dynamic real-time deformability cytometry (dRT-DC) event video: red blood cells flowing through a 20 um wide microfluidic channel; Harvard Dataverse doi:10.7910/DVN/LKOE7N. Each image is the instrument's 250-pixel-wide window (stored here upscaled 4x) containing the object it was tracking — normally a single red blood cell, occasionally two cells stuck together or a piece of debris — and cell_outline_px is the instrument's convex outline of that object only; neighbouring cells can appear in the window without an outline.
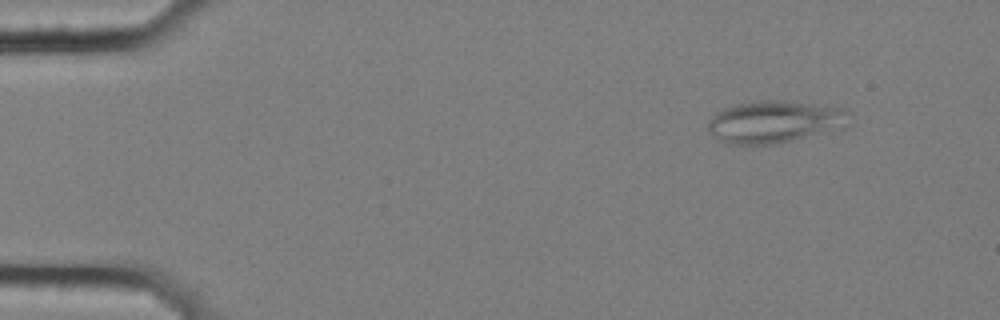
{"species": "common noctule bat (a hibernating species)", "species_latin": "Nyctalus noctula", "temperature_condition": "cold", "stored_images_in_passage": 17, "camera_frame_rate_fps": 3000, "um_per_image_px": 0.085, "animal": {"sex": "female", "body_mass_g": 25.1}, "frame": {"image": 1, "passage_image": 6, "time_ms": 1.667, "image_size_px": [1000, 320], "cell_outline_px": [[852, 124], [844, 128], [776, 144], [724, 144], [716, 140], [708, 132], [708, 120], [712, 116], [724, 108], [740, 104], [760, 100], [780, 100], [824, 104], [844, 108], [848, 112]], "centroid_in_image_um": [65.89, 10.35], "position_along_channel_um": 19.1, "area_um2": 35.37}}